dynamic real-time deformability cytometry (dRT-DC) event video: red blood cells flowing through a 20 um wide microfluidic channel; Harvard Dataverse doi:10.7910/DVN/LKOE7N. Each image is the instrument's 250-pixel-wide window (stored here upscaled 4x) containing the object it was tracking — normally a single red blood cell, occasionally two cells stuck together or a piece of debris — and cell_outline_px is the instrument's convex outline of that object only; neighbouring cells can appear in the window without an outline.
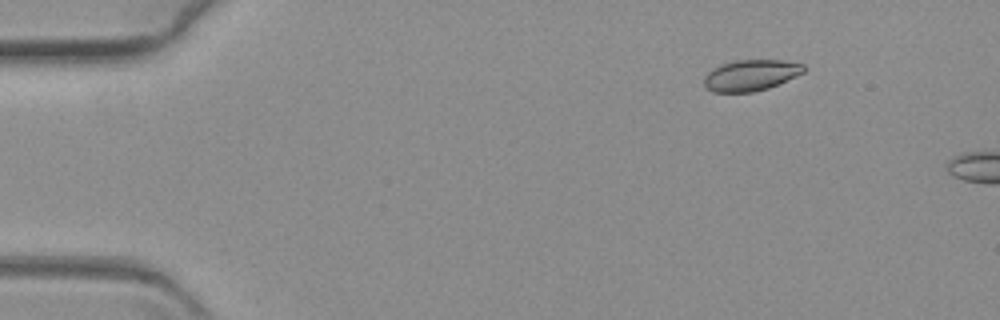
{"species": "common noctule bat (a hibernating species)", "species_latin": "Nyctalus noctula", "temperature_condition": "warm", "stored_images_in_passage": 5, "camera_frame_rate_fps": 3000, "um_per_image_px": 0.085, "animal": {"sex": "female", "body_mass_g": 19.3, "forearm_length_mm": 54.1}, "frame": {"image": 1, "passage_image": 1, "time_ms": 0.0, "image_size_px": [1000, 320], "cell_outline_px": [[808, 68], [804, 72], [796, 76], [768, 88], [752, 92], [712, 92], [704, 88], [704, 76], [712, 68], [720, 64], [736, 60], [784, 60], [804, 64]], "centroid_in_image_um": [63.8, 6.39], "position_along_channel_um": 21.2, "area_um2": 18.26}}